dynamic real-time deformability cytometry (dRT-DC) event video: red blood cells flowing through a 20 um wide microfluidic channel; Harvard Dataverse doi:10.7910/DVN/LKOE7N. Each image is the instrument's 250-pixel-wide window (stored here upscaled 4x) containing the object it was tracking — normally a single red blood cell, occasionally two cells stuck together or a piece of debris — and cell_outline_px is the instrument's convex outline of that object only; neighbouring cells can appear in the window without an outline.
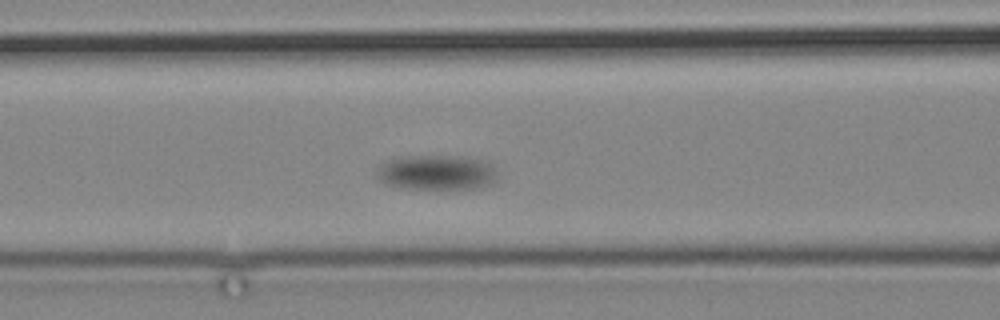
{"species": "common noctule bat (a hibernating species)", "species_latin": "Nyctalus noctula", "temperature_condition": "cold", "stored_images_in_passage": 7, "camera_frame_rate_fps": 3000, "um_per_image_px": 0.085, "animal": {"sex": "male", "body_mass_g": 19.2, "forearm_length_mm": 51.8}, "frame": {"image": 1, "passage_image": 5, "time_ms": 4.667, "image_size_px": [1000, 320], "cell_outline_px": [[496, 180], [488, 184], [476, 188], [440, 192], [404, 188], [384, 184], [376, 176], [376, 168], [380, 164], [388, 160], [400, 156], [452, 156], [480, 160], [488, 164], [496, 172]], "centroid_in_image_um": [37.02, 14.72], "position_along_channel_um": 129.6, "area_um2": 25.26}}
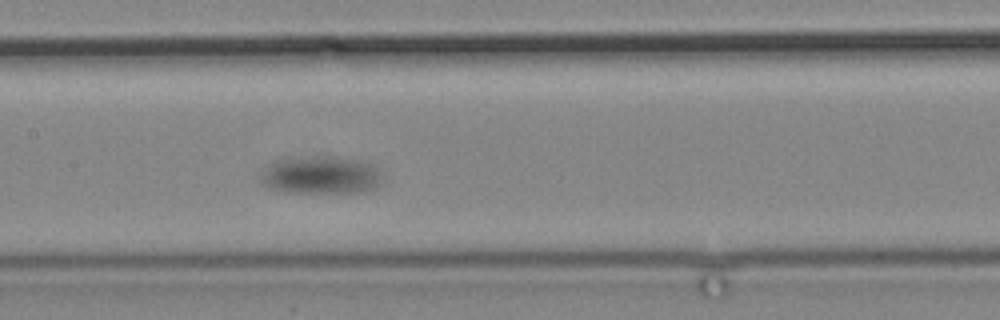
{"frame": {"image": 2, "passage_image": 7, "time_ms": 7.0, "image_size_px": [1000, 320], "cell_outline_px": [[384, 180], [376, 188], [364, 192], [284, 192], [268, 188], [260, 184], [260, 172], [272, 164], [280, 160], [360, 160], [372, 164], [376, 168]], "centroid_in_image_um": [27.29, 14.98], "position_along_channel_um": 180.1, "area_um2": 25.49}}